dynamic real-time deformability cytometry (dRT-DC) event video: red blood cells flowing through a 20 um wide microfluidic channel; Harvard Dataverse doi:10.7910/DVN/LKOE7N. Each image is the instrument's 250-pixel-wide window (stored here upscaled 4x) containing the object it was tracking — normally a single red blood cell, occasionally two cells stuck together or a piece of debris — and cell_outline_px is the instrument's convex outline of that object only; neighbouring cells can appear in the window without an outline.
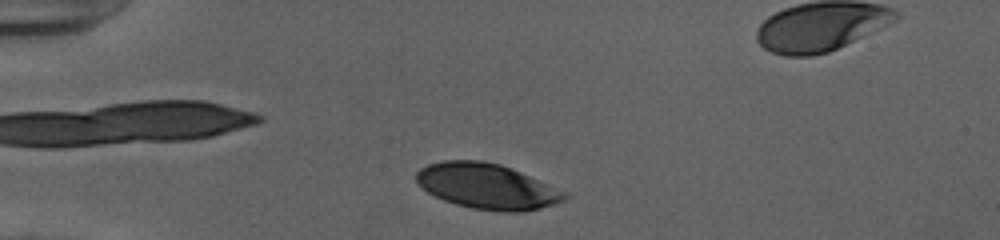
{"species": "human", "species_latin": "Homo sapiens", "temperature_condition": "cold", "stored_images_in_passage": 36, "camera_frame_rate_fps": 3000, "um_per_image_px": 0.085, "donor": {"sex": "female"}, "frame": {"image": 1, "passage_image": 3, "time_ms": 0.667, "image_size_px": [1000, 240], "cell_outline_px": [[568, 196], [564, 200], [540, 208], [524, 212], [500, 212], [472, 208], [456, 204], [444, 200], [428, 192], [416, 184], [416, 172], [420, 168], [428, 164], [444, 160], [480, 160], [500, 164], [520, 172], [568, 192]], "centroid_in_image_um": [41.38, 15.83], "position_along_channel_um": 43.6, "area_um2": 39.25}}
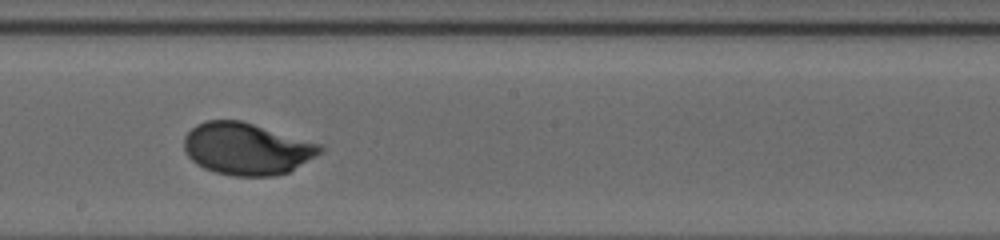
{"frame": {"image": 2, "passage_image": 20, "time_ms": 6.333, "image_size_px": [1000, 240], "cell_outline_px": [[324, 148], [320, 152], [288, 172], [276, 176], [232, 176], [216, 172], [204, 168], [196, 164], [184, 152], [184, 136], [196, 124], [208, 120], [240, 120], [324, 144]], "centroid_in_image_um": [20.96, 12.64], "position_along_channel_um": 227.2, "area_um2": 41.27}}
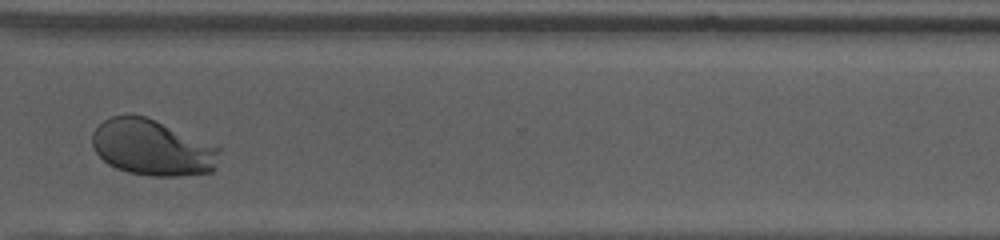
{"frame": {"image": 3, "passage_image": 30, "time_ms": 9.667, "image_size_px": [1000, 240], "cell_outline_px": [[220, 152], [212, 172], [176, 176], [152, 176], [128, 172], [116, 168], [108, 164], [92, 148], [92, 132], [104, 120], [112, 116], [144, 116], [220, 144]], "centroid_in_image_um": [13.0, 12.55], "position_along_channel_um": 357.6, "area_um2": 41.73}, "authors_computed_cell_mechanics": {"area_um2": 40.8646, "velocity_mm_per_s": 3.9074, "shape_relaxation_time_tau1_ms": 2.0937, "shape_relaxation_time_tau2_ms": null, "deformation_change_tau1": 0.1509, "deformation_change_tau2": null}}